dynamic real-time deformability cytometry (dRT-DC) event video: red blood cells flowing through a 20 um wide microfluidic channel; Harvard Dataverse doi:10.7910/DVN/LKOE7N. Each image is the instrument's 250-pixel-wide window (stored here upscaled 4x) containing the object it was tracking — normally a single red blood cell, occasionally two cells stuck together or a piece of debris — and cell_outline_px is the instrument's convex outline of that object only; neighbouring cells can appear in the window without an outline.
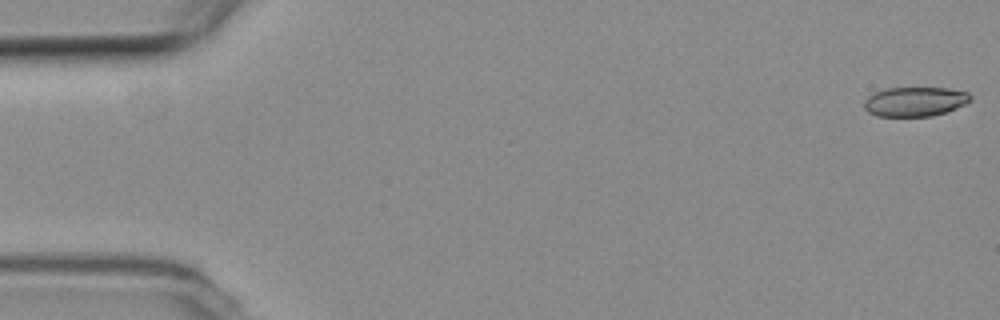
{"species": "common noctule bat (a hibernating species)", "species_latin": "Nyctalus noctula", "temperature_condition": "room temperature", "stored_images_in_passage": 54, "camera_frame_rate_fps": 3000, "um_per_image_px": 0.085, "animal": {"sex": "female", "body_mass_g": 19.3, "forearm_length_mm": 54.1}, "frame": {"image": 1, "passage_image": 1, "time_ms": 0.0, "image_size_px": [1000, 320], "cell_outline_px": [[972, 100], [948, 112], [932, 116], [876, 116], [868, 112], [864, 108], [864, 100], [872, 92], [884, 88], [948, 88], [968, 92], [972, 96]], "centroid_in_image_um": [77.76, 8.63], "position_along_channel_um": 7.2, "area_um2": 18.5}}
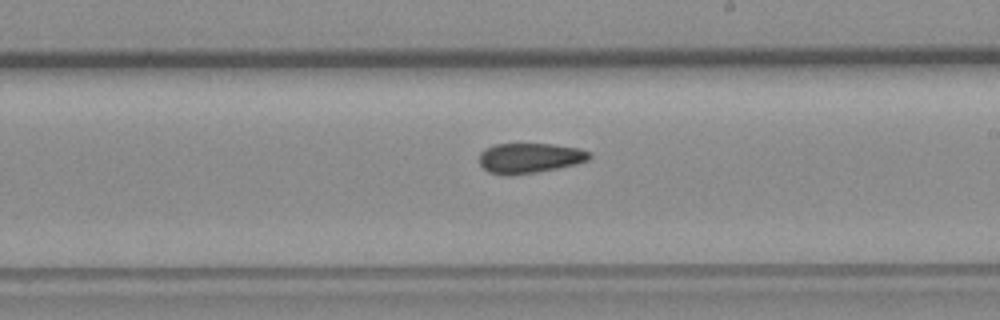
{"frame": {"image": 2, "passage_image": 31, "time_ms": 10.0, "image_size_px": [1000, 320], "cell_outline_px": [[592, 156], [588, 160], [576, 164], [536, 172], [488, 172], [480, 164], [480, 152], [484, 148], [496, 144], [552, 144], [580, 148], [592, 152]], "centroid_in_image_um": [45.09, 13.38], "position_along_channel_um": 243.9, "area_um2": 18.73}}
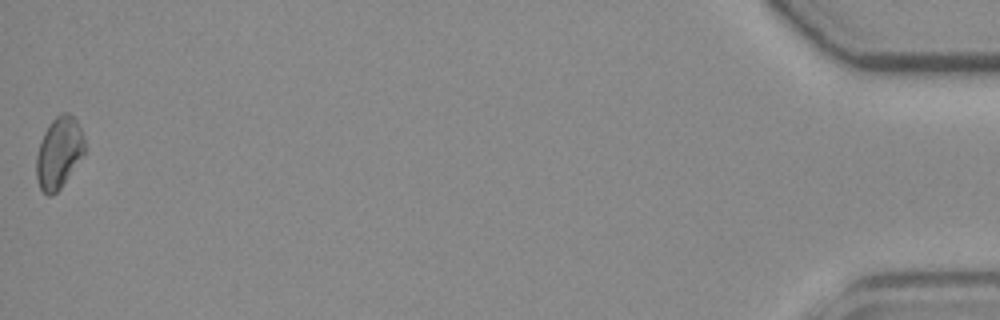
{"frame": {"image": 3, "passage_image": 54, "time_ms": 17.667, "image_size_px": [1000, 320], "cell_outline_px": [[84, 152], [60, 188], [52, 196], [48, 196], [40, 188], [36, 176], [36, 156], [40, 140], [48, 124], [60, 112], [68, 112], [76, 120], [80, 128], [84, 140]], "centroid_in_image_um": [4.97, 12.95], "position_along_channel_um": 430.2, "area_um2": 19.83}}